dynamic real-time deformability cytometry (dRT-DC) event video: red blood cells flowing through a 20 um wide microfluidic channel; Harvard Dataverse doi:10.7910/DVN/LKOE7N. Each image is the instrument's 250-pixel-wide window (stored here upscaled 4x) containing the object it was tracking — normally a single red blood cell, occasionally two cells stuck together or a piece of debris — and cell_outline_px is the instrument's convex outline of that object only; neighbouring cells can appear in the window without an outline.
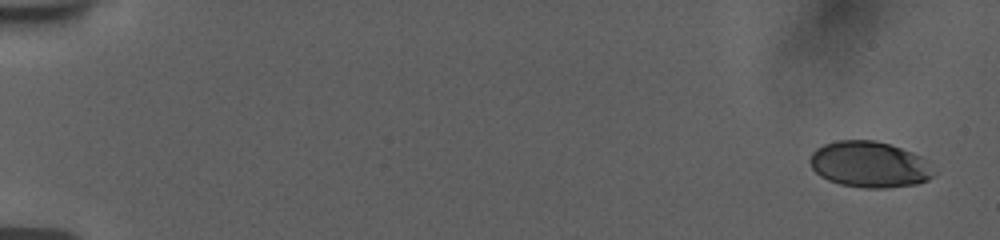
{"species": "human", "species_latin": "Homo sapiens", "temperature_condition": "room temperature", "stored_images_in_passage": 54, "camera_frame_rate_fps": 3000, "um_per_image_px": 0.085, "donor": {"sex": "female"}, "frame": {"image": 1, "passage_image": 1, "time_ms": 0.0, "image_size_px": [1000, 240], "cell_outline_px": [[936, 172], [928, 180], [916, 184], [884, 188], [864, 188], [840, 184], [828, 180], [820, 176], [812, 168], [808, 160], [812, 152], [816, 148], [824, 144], [836, 140], [876, 140], [912, 152], [920, 156]], "centroid_in_image_um": [73.87, 13.98], "position_along_channel_um": 11.1, "area_um2": 33.23}}
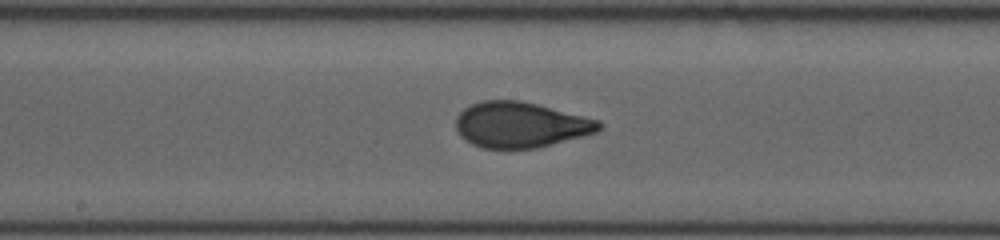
{"frame": {"image": 2, "passage_image": 30, "time_ms": 9.667, "image_size_px": [1000, 240], "cell_outline_px": [[604, 124], [596, 132], [552, 144], [536, 148], [480, 148], [464, 140], [460, 136], [456, 128], [456, 116], [464, 108], [472, 104], [484, 100], [520, 100], [600, 120]], "centroid_in_image_um": [44.21, 10.61], "position_along_channel_um": 204.0, "area_um2": 37.92}}
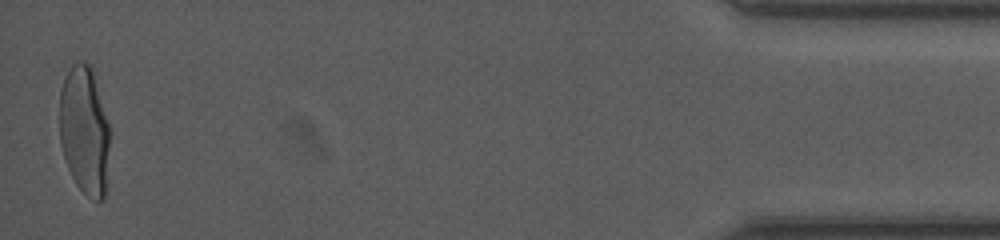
{"frame": {"image": 3, "passage_image": 54, "time_ms": 17.667, "image_size_px": [1000, 240], "cell_outline_px": [[108, 148], [104, 200], [92, 200], [76, 184], [68, 168], [60, 144], [60, 92], [64, 80], [72, 64], [80, 60], [88, 64], [92, 68], [108, 124]], "centroid_in_image_um": [7.16, 11.09], "position_along_channel_um": 428.0, "area_um2": 36.93}, "authors_computed_cell_mechanics": {"area_um2": 36.8764, "velocity_mm_per_s": 3.7832, "shape_relaxation_time_tau1_ms": 5.7916, "shape_relaxation_time_tau2_ms": null, "deformation_change_tau1": 0.1996, "deformation_change_tau2": null}}